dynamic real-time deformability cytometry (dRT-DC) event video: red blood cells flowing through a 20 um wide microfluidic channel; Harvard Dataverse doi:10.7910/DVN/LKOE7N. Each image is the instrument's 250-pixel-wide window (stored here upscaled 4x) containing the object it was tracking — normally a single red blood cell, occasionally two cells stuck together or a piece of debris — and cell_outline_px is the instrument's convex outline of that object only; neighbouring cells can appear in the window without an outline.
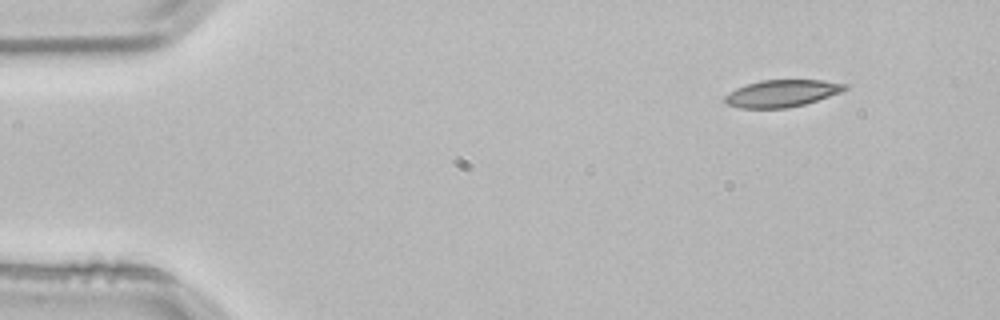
{"species": "common noctule bat (a hibernating species)", "species_latin": "Nyctalus noctula", "temperature_condition": "room temperature", "stored_images_in_passage": 3, "camera_frame_rate_fps": 3000, "um_per_image_px": 0.085, "animal": {"sex": "male", "body_mass_g": 21.5, "forearm_length_mm": 52.0}, "frame": {"image": 1, "passage_image": 1, "time_ms": 0.0, "image_size_px": [1000, 320], "cell_outline_px": [[848, 88], [840, 92], [804, 104], [788, 108], [740, 108], [728, 104], [724, 100], [724, 96], [736, 88], [760, 80], [820, 80], [848, 84]], "centroid_in_image_um": [66.45, 7.93], "position_along_channel_um": 18.6, "area_um2": 18.73}}
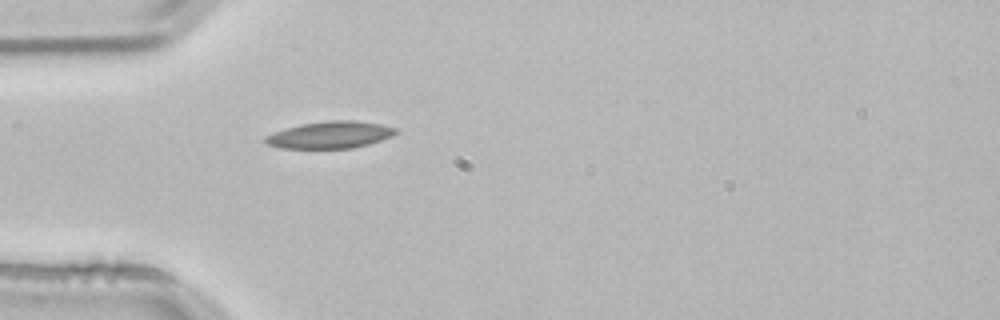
{"frame": {"image": 2, "passage_image": 3, "time_ms": 0.667, "image_size_px": [1000, 320], "cell_outline_px": [[400, 132], [392, 136], [368, 144], [352, 148], [280, 148], [264, 144], [264, 136], [284, 128], [300, 124], [328, 120], [356, 120], [380, 124], [396, 128]], "centroid_in_image_um": [28.03, 11.45], "position_along_channel_um": 57.0, "area_um2": 20.69}}